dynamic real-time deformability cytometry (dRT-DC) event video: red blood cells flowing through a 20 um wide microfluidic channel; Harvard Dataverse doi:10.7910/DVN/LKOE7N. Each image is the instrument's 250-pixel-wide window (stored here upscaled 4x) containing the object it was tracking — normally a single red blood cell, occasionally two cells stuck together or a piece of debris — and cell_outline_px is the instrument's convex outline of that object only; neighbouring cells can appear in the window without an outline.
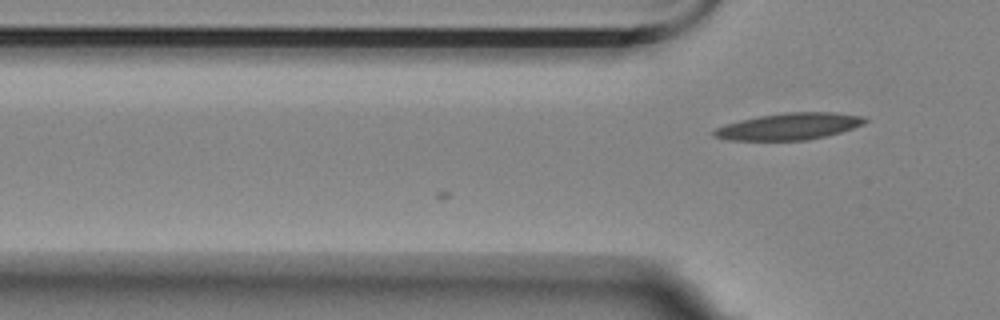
{"species": "Egyptian fruit bat (a non-hibernating species)", "species_latin": "Rousettus aegyptiacus", "temperature_condition": "room temperature", "stored_images_in_passage": 5, "camera_frame_rate_fps": 3000, "um_per_image_px": 0.085, "animal": {"sex": "female"}, "frame": {"image": 1, "passage_image": 5, "time_ms": 1.333, "image_size_px": [1000, 320], "cell_outline_px": [[868, 120], [864, 124], [840, 132], [808, 140], [728, 140], [712, 136], [712, 132], [716, 128], [724, 124], [740, 120], [760, 116], [784, 112], [832, 112], [864, 116]], "centroid_in_image_um": [67.06, 10.74], "position_along_channel_um": 58.7, "area_um2": 23.47}}